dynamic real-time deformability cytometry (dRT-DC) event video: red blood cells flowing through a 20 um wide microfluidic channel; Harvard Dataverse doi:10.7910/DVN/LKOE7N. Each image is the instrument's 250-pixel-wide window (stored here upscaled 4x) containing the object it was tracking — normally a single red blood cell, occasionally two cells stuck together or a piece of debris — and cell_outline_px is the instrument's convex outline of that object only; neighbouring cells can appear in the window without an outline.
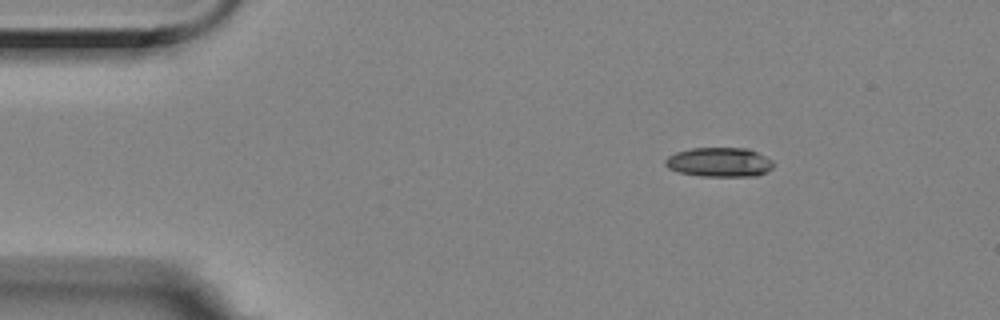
{"species": "Egyptian fruit bat (a non-hibernating species)", "species_latin": "Rousettus aegyptiacus", "temperature_condition": "room temperature", "stored_images_in_passage": 3, "camera_frame_rate_fps": 3000, "um_per_image_px": 0.085, "animal": {"sex": "female"}, "frame": {"image": 1, "passage_image": 3, "time_ms": 0.667, "image_size_px": [1000, 320], "cell_outline_px": [[772, 168], [756, 176], [700, 176], [680, 172], [668, 168], [664, 164], [664, 160], [668, 156], [676, 152], [692, 148], [748, 148], [772, 160]], "centroid_in_image_um": [61.11, 13.78], "position_along_channel_um": 23.9, "area_um2": 18.38}}